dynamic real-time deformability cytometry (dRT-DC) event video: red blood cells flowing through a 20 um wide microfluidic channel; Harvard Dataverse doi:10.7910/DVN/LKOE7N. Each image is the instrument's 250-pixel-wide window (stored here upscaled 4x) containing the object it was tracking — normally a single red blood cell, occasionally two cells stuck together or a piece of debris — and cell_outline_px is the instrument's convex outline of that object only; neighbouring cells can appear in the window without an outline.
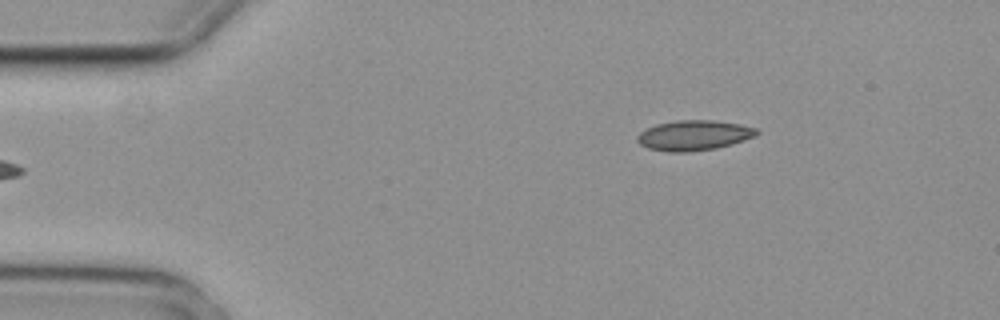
{"species": "common noctule bat (a hibernating species)", "species_latin": "Nyctalus noctula", "temperature_condition": "cold", "stored_images_in_passage": 3, "camera_frame_rate_fps": 3000, "um_per_image_px": 0.085, "animal": {"sex": "female", "body_mass_g": 29.2, "forearm_length_mm": 56.3}, "frame": {"image": 1, "passage_image": 3, "time_ms": 0.667, "image_size_px": [1000, 320], "cell_outline_px": [[760, 132], [756, 136], [732, 144], [716, 148], [688, 152], [668, 152], [648, 148], [640, 144], [636, 140], [636, 136], [640, 132], [656, 124], [676, 120], [712, 120], [740, 124], [760, 128]], "centroid_in_image_um": [59.01, 11.5], "position_along_channel_um": 26.0, "area_um2": 21.15}}